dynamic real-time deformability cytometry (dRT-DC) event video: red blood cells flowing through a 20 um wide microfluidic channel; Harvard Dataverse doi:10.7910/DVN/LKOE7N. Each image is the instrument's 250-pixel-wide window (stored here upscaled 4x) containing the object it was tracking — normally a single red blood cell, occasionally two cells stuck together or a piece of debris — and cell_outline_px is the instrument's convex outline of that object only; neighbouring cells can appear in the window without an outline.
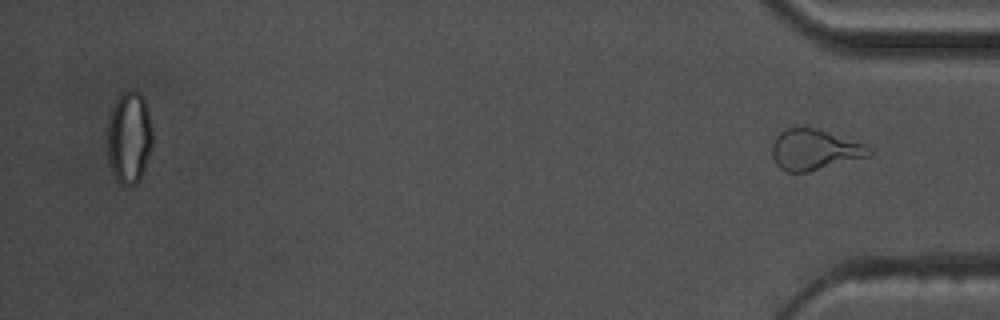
{"species": "common noctule bat (a hibernating species)", "species_latin": "Nyctalus noctula", "temperature_condition": "warm", "stored_images_in_passage": 48, "segment_of_instrument_passage": [2, 2], "camera_frame_rate_fps": 3000, "um_per_image_px": 0.085, "animal": {"sex": "male", "body_mass_g": 17.5, "forearm_length_mm": 52.3}, "frame": {"image": 1, "passage_image": 48, "time_ms": 15.667, "image_size_px": [1000, 320], "cell_outline_px": [[876, 152], [872, 156], [808, 172], [784, 172], [776, 164], [772, 156], [772, 144], [776, 136], [784, 128], [816, 128], [868, 144]], "centroid_in_image_um": [69.3, 12.73], "position_along_channel_um": 365.9, "area_um2": 23.52}}